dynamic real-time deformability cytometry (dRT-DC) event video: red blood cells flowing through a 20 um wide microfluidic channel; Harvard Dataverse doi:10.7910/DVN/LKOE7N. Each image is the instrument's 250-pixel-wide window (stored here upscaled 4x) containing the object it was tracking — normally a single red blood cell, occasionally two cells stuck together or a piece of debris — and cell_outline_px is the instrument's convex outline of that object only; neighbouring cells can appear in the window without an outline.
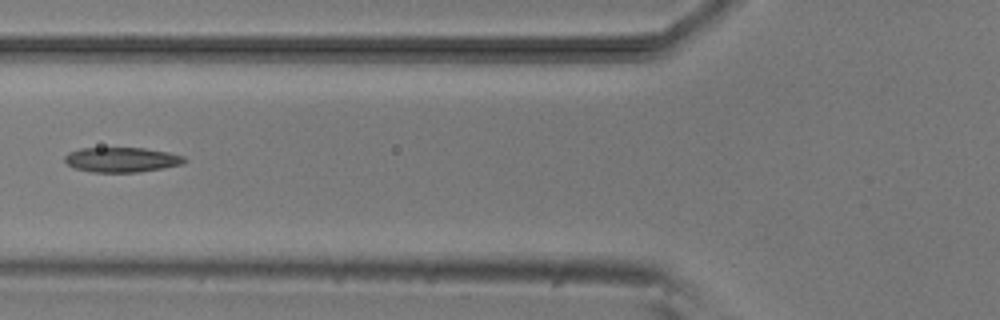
{"species": "common noctule bat (a hibernating species)", "species_latin": "Nyctalus noctula", "temperature_condition": "room temperature", "stored_images_in_passage": 3, "camera_frame_rate_fps": 3000, "um_per_image_px": 0.085, "animal": {"sex": "male", "body_mass_g": 20.5, "forearm_length_mm": 52.5}, "frame": {"image": 1, "passage_image": 3, "time_ms": 2.0, "image_size_px": [1000, 320], "cell_outline_px": [[188, 160], [184, 164], [164, 168], [136, 172], [92, 172], [76, 168], [68, 164], [64, 160], [64, 156], [68, 152], [80, 148], [144, 148], [168, 152], [184, 156]], "centroid_in_image_um": [10.37, 13.57], "position_along_channel_um": 115.4, "area_um2": 17.4}}